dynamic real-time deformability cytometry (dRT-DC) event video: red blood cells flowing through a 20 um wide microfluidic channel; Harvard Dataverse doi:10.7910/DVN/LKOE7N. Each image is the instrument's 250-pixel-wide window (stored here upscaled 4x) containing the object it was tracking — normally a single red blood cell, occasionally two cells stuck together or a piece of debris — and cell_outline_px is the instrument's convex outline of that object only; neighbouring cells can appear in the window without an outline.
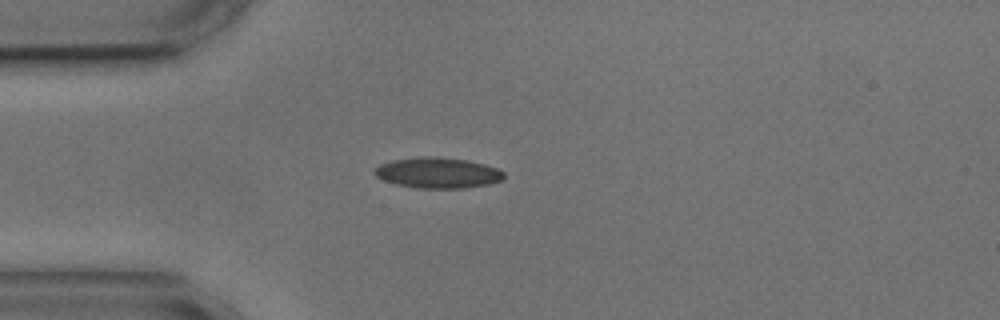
{"species": "common noctule bat (a hibernating species)", "species_latin": "Nyctalus noctula", "temperature_condition": "cold", "stored_images_in_passage": 2, "camera_frame_rate_fps": 3000, "um_per_image_px": 0.085, "animal": {"sex": "male", "body_mass_g": 17.9, "forearm_length_mm": 54.2}, "frame": {"image": 1, "passage_image": 1, "time_ms": 0.0, "image_size_px": [1000, 320], "cell_outline_px": [[504, 180], [488, 184], [460, 188], [416, 188], [396, 184], [384, 180], [376, 176], [372, 172], [380, 164], [392, 160], [420, 156], [428, 156], [468, 160], [484, 164], [496, 168], [504, 172]], "centroid_in_image_um": [37.2, 14.69], "position_along_channel_um": 47.8, "area_um2": 23.06}}